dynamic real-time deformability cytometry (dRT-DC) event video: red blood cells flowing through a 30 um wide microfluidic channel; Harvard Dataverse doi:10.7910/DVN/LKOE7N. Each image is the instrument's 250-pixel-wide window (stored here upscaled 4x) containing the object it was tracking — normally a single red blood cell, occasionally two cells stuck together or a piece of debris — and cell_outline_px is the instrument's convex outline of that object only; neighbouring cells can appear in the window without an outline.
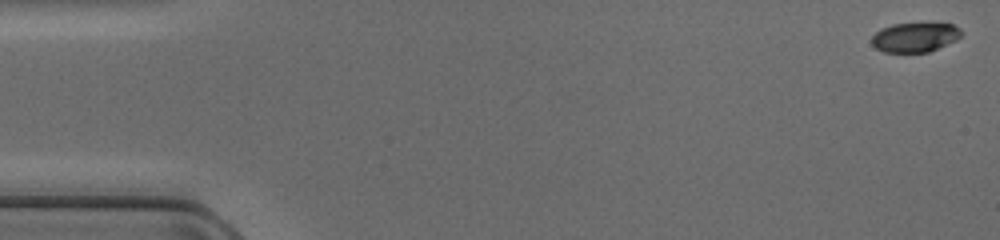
{"species": "common noctule bat (a hibernating species)", "species_latin": "Nyctalus noctula", "temperature_condition": "cold", "stored_images_in_passage": 48, "camera_frame_rate_fps": 3000, "um_per_image_px": 0.085, "animal": {"sex": "female", "body_mass_g": 17.0, "forearm_length_mm": 48.0}, "frame": {"image": 1, "passage_image": 1, "time_ms": 0.0, "image_size_px": [1000, 240], "cell_outline_px": [[960, 36], [956, 40], [928, 52], [884, 52], [876, 48], [872, 44], [872, 36], [880, 28], [892, 24], [952, 24], [960, 28]], "centroid_in_image_um": [77.73, 3.17], "position_along_channel_um": 7.3, "area_um2": 15.14}}
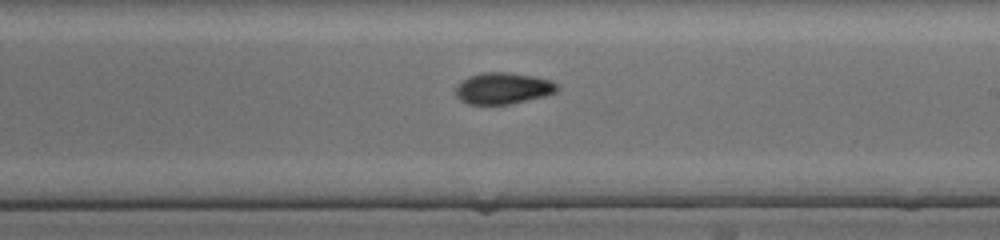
{"frame": {"image": 2, "passage_image": 28, "time_ms": 9.0, "image_size_px": [1000, 240], "cell_outline_px": [[560, 88], [556, 92], [544, 96], [508, 104], [468, 104], [460, 100], [456, 96], [456, 88], [468, 76], [480, 72], [508, 72], [532, 76], [552, 80]], "centroid_in_image_um": [42.76, 7.5], "position_along_channel_um": 246.2, "area_um2": 18.5}}
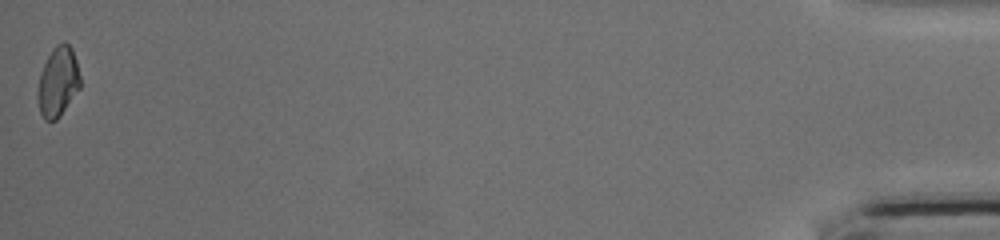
{"frame": {"image": 3, "passage_image": 48, "time_ms": 15.667, "image_size_px": [1000, 240], "cell_outline_px": [[80, 88], [60, 116], [56, 120], [44, 120], [40, 112], [36, 96], [40, 72], [52, 48], [56, 44], [64, 40], [72, 48], [76, 60], [80, 76]], "centroid_in_image_um": [4.92, 6.94], "position_along_channel_um": 430.3, "area_um2": 17.46}}